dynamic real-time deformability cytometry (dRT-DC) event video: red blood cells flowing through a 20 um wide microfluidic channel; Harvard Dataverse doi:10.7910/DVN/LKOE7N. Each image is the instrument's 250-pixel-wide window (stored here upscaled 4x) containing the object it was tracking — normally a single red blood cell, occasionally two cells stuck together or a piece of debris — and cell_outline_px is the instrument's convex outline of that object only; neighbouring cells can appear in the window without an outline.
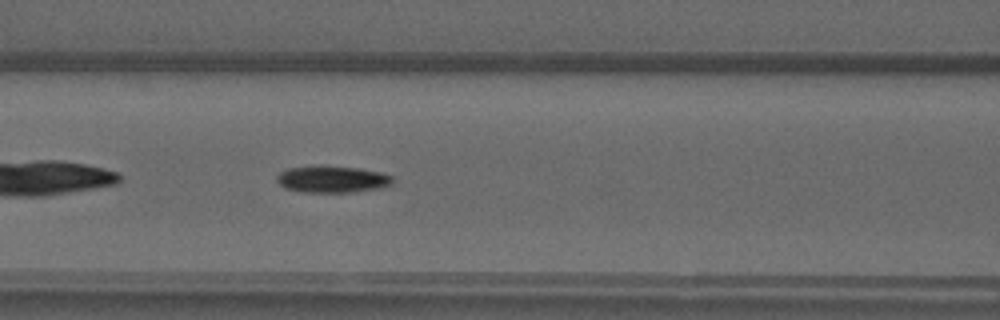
{"species": "common noctule bat (a hibernating species)", "species_latin": "Nyctalus noctula", "temperature_condition": "warm", "stored_images_in_passage": 32, "camera_frame_rate_fps": 3000, "um_per_image_px": 0.085, "animal": {"sex": "male", "forearm_length_mm": 52.5}, "frame": {"image": 1, "passage_image": 7, "time_ms": 2.0, "image_size_px": [1000, 320], "cell_outline_px": [[392, 184], [384, 188], [352, 192], [300, 192], [284, 188], [276, 180], [276, 176], [280, 172], [288, 168], [360, 168], [380, 172], [392, 176]], "centroid_in_image_um": [28.27, 15.28], "position_along_channel_um": 138.3, "area_um2": 17.51}}
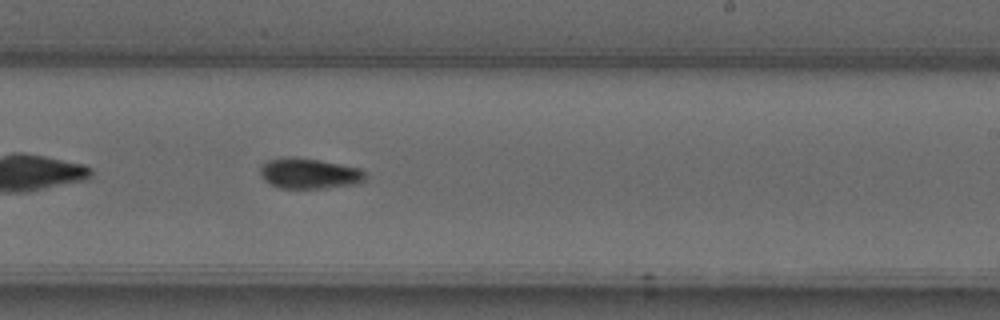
{"frame": {"image": 2, "passage_image": 16, "time_ms": 5.0, "image_size_px": [1000, 320], "cell_outline_px": [[364, 180], [356, 184], [324, 188], [280, 188], [264, 180], [260, 176], [260, 168], [268, 160], [316, 160], [360, 168], [364, 172]], "centroid_in_image_um": [26.31, 14.8], "position_along_channel_um": 262.7, "area_um2": 17.69}}
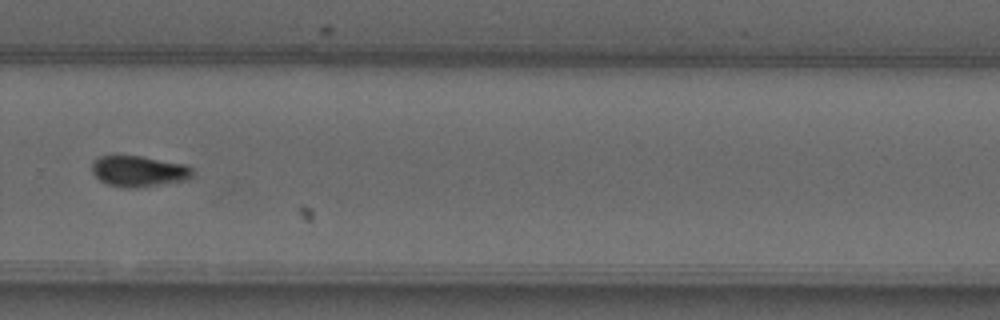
{"frame": {"image": 3, "passage_image": 20, "time_ms": 6.333, "image_size_px": [1000, 320], "cell_outline_px": [[192, 176], [184, 180], [136, 188], [124, 188], [108, 184], [100, 180], [92, 172], [92, 164], [100, 156], [140, 156], [188, 164], [192, 168]], "centroid_in_image_um": [11.81, 14.55], "position_along_channel_um": 318.0, "area_um2": 17.98}}